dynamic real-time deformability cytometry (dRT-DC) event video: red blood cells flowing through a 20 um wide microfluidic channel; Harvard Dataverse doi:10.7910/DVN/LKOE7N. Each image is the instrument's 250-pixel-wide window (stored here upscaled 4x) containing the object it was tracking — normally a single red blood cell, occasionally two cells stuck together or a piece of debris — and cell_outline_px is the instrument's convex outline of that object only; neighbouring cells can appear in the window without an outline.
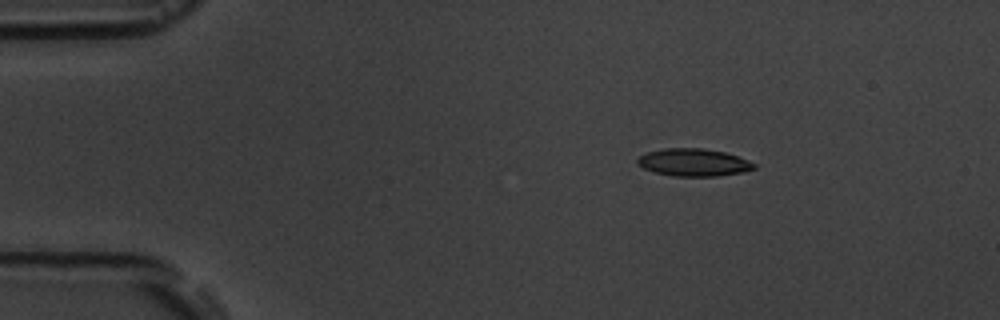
{"species": "common noctule bat (a hibernating species)", "species_latin": "Nyctalus noctula", "temperature_condition": "room temperature", "stored_images_in_passage": 4, "segment_of_instrument_passage": [1, 2], "camera_frame_rate_fps": 3000, "um_per_image_px": 0.085, "animal": {"sex": "male", "body_mass_g": 19.5, "forearm_length_mm": 54.6}, "frame": {"image": 1, "passage_image": 1, "time_ms": 0.0, "image_size_px": [1000, 320], "cell_outline_px": [[756, 168], [744, 172], [716, 176], [676, 176], [656, 172], [644, 168], [636, 164], [636, 160], [640, 156], [648, 152], [664, 148], [704, 148], [724, 152], [748, 160], [756, 164]], "centroid_in_image_um": [58.97, 13.8], "position_along_channel_um": 26.0, "area_um2": 18.61}}